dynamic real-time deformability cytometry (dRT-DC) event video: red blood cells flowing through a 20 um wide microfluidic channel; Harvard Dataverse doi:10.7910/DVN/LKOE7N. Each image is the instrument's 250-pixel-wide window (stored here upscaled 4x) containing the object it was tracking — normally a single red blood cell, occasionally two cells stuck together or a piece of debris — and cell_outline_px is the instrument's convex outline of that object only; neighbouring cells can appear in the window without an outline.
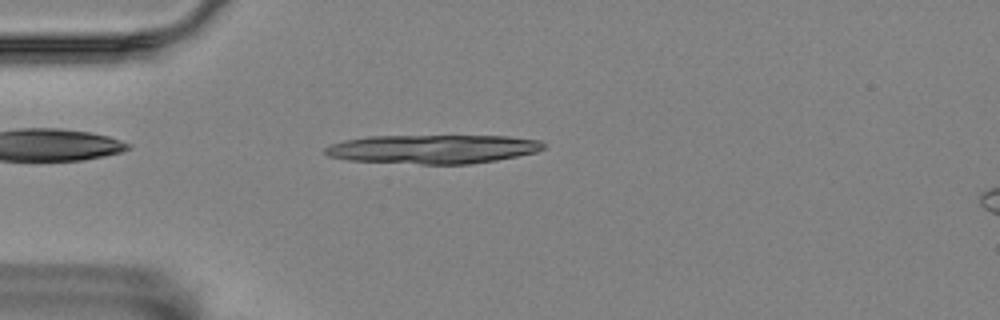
{"species": "Egyptian fruit bat (a non-hibernating species)", "species_latin": "Rousettus aegyptiacus", "temperature_condition": "room temperature", "stored_images_in_passage": 10, "camera_frame_rate_fps": 3000, "um_per_image_px": 0.085, "animal": {"sex": "female"}, "frame": {"image": 1, "passage_image": 7, "time_ms": 2.0, "image_size_px": [1000, 320], "cell_outline_px": [[544, 148], [536, 152], [496, 160], [468, 164], [420, 164], [348, 160], [328, 156], [324, 152], [324, 148], [332, 144], [344, 140], [368, 136], [508, 136], [540, 140], [544, 144]], "centroid_in_image_um": [36.78, 12.67], "position_along_channel_um": 48.2, "area_um2": 36.7}}